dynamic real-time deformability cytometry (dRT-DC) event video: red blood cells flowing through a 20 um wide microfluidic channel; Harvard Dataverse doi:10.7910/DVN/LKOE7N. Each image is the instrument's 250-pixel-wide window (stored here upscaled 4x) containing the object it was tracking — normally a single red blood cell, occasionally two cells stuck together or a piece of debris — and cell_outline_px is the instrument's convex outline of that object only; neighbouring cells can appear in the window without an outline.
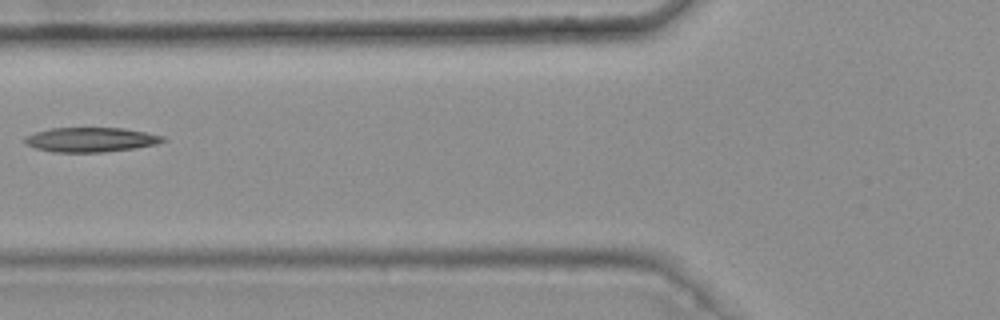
{"species": "common noctule bat (a hibernating species)", "species_latin": "Nyctalus noctula", "temperature_condition": "warm", "stored_images_in_passage": 3, "camera_frame_rate_fps": 3000, "um_per_image_px": 0.085, "animal": {"sex": "female", "body_mass_g": 25.1}, "frame": {"image": 1, "passage_image": 2, "time_ms": 0.333, "image_size_px": [1000, 320], "cell_outline_px": [[168, 140], [156, 144], [136, 148], [104, 152], [52, 152], [36, 148], [28, 144], [24, 140], [24, 136], [36, 132], [52, 128], [124, 128], [164, 136]], "centroid_in_image_um": [7.74, 11.87], "position_along_channel_um": 118.1, "area_um2": 19.71}}
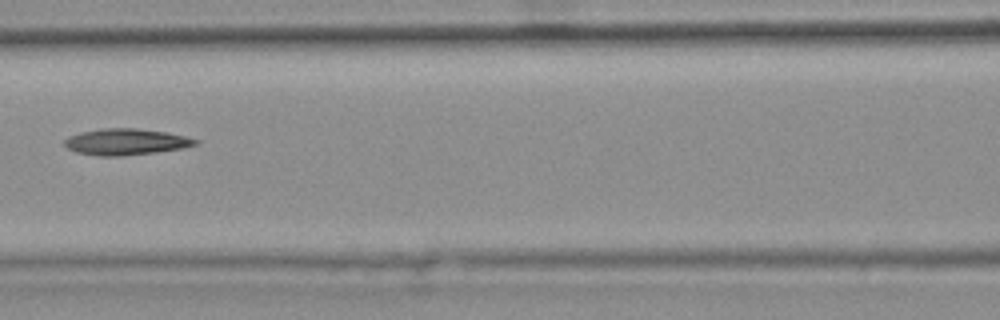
{"frame": {"image": 2, "passage_image": 3, "time_ms": 0.667, "image_size_px": [1000, 320], "cell_outline_px": [[200, 144], [184, 148], [156, 152], [120, 156], [100, 156], [76, 152], [68, 148], [64, 144], [64, 140], [68, 136], [80, 132], [100, 128], [136, 128], [164, 132], [184, 136], [200, 140]], "centroid_in_image_um": [10.71, 12.05], "position_along_channel_um": 155.9, "area_um2": 20.11}}